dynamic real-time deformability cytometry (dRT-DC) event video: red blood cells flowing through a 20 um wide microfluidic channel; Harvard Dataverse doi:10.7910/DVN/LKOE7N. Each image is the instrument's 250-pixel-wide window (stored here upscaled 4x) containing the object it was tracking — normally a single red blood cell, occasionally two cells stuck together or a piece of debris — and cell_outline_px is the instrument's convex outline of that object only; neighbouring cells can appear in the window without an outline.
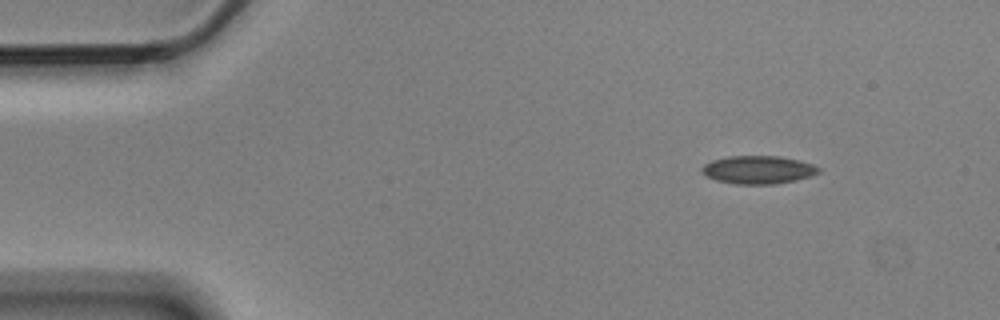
{"species": "Egyptian fruit bat (a non-hibernating species)", "species_latin": "Rousettus aegyptiacus", "temperature_condition": "cold", "stored_images_in_passage": 10, "camera_frame_rate_fps": 3000, "um_per_image_px": 0.085, "animal": {"sex": "male"}, "frame": {"image": 1, "passage_image": 1, "time_ms": 0.0, "image_size_px": [1000, 320], "cell_outline_px": [[820, 172], [812, 176], [796, 180], [776, 184], [732, 184], [716, 180], [700, 172], [700, 168], [704, 164], [712, 160], [728, 156], [780, 156], [800, 160], [812, 164], [820, 168]], "centroid_in_image_um": [64.44, 14.43], "position_along_channel_um": 20.6, "area_um2": 19.31}}
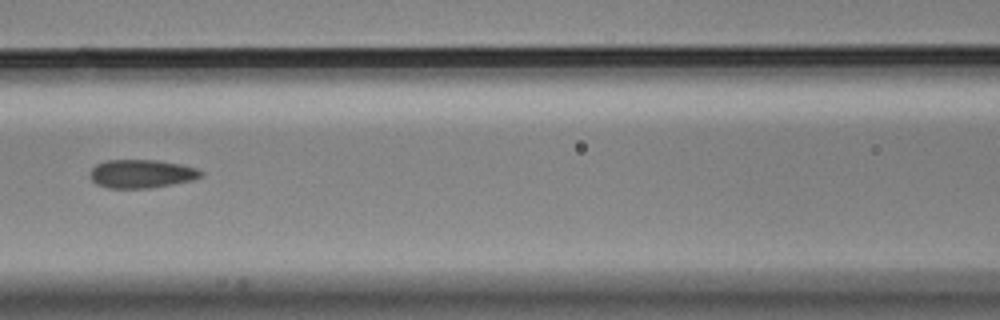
{"frame": {"image": 2, "passage_image": 6, "time_ms": 1.667, "image_size_px": [1000, 320], "cell_outline_px": [[204, 176], [192, 180], [172, 184], [148, 188], [108, 188], [96, 184], [88, 176], [92, 168], [96, 164], [108, 160], [156, 160], [180, 164], [196, 168], [204, 172]], "centroid_in_image_um": [12.02, 14.77], "position_along_channel_um": 154.6, "area_um2": 18.44}}
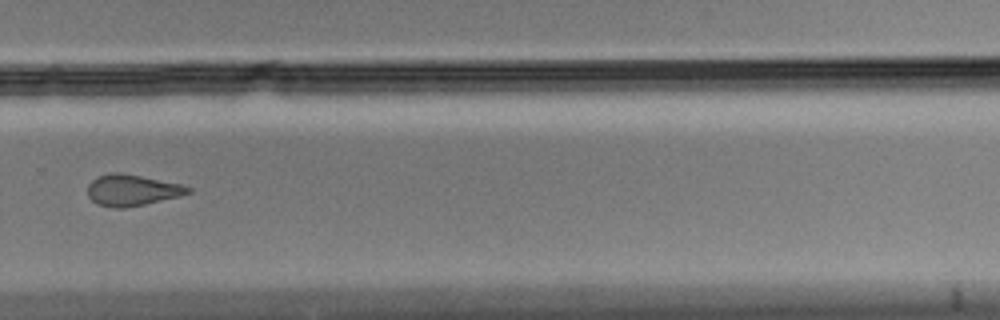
{"frame": {"image": 3, "passage_image": 10, "time_ms": 3.0, "image_size_px": [1000, 320], "cell_outline_px": [[192, 192], [180, 196], [144, 204], [124, 208], [112, 208], [96, 204], [88, 196], [88, 184], [92, 180], [100, 176], [112, 172], [120, 172], [180, 184], [192, 188]], "centroid_in_image_um": [11.21, 16.17], "position_along_channel_um": 318.6, "area_um2": 18.15}}